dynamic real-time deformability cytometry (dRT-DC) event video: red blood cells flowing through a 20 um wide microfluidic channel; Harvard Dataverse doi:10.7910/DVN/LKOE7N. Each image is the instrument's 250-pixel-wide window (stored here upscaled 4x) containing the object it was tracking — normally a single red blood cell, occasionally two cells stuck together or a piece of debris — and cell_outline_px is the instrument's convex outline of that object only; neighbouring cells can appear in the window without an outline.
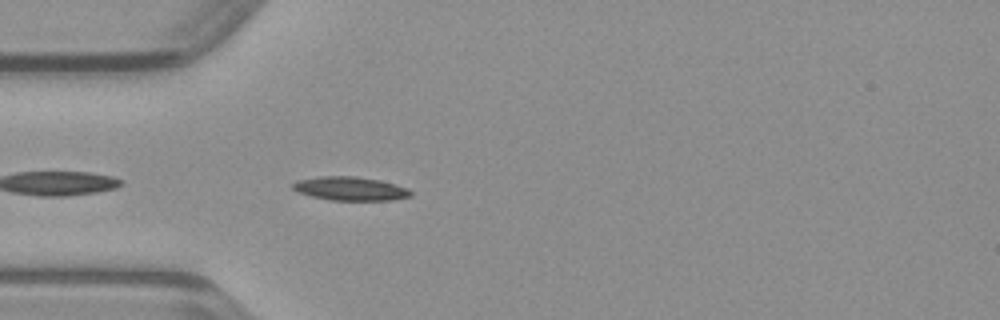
{"species": "common noctule bat (a hibernating species)", "species_latin": "Nyctalus noctula", "temperature_condition": "warm", "stored_images_in_passage": 36, "camera_frame_rate_fps": 3000, "um_per_image_px": 0.085, "animal": {"sex": "male", "body_mass_g": 23.1, "forearm_length_mm": 52.7}, "frame": {"image": 1, "passage_image": 2, "time_ms": 0.333, "image_size_px": [1000, 320], "cell_outline_px": [[412, 196], [392, 200], [332, 200], [312, 196], [300, 192], [292, 188], [292, 184], [296, 180], [320, 176], [356, 176], [380, 180], [396, 184], [408, 188], [412, 192]], "centroid_in_image_um": [29.81, 16.02], "position_along_channel_um": 55.2, "area_um2": 16.3}}
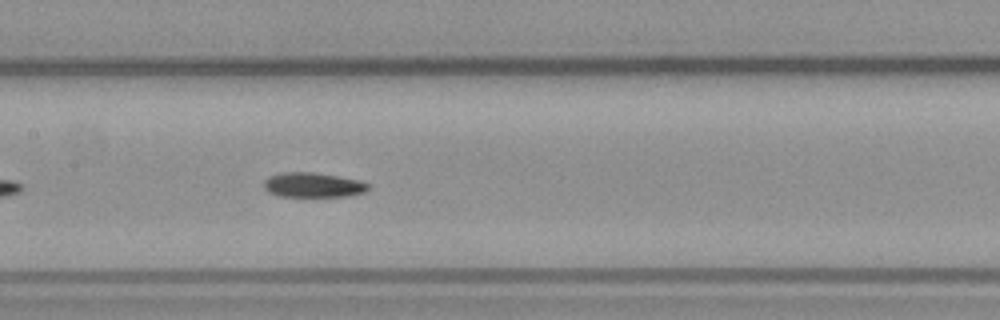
{"frame": {"image": 2, "passage_image": 11, "time_ms": 3.333, "image_size_px": [1000, 320], "cell_outline_px": [[372, 184], [364, 192], [352, 196], [280, 196], [268, 192], [264, 188], [264, 180], [268, 176], [280, 172], [312, 172], [340, 176], [360, 180]], "centroid_in_image_um": [26.63, 15.71], "position_along_channel_um": 180.8, "area_um2": 15.26}}
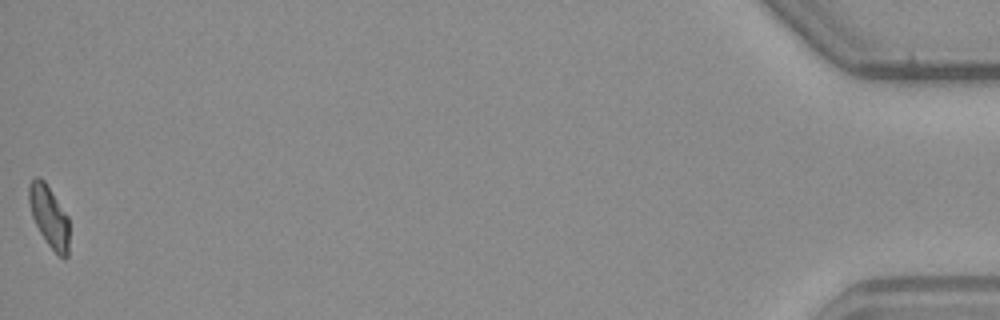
{"frame": {"image": 3, "passage_image": 36, "time_ms": 11.667, "image_size_px": [1000, 320], "cell_outline_px": [[68, 256], [64, 260], [48, 244], [40, 232], [32, 216], [28, 200], [28, 184], [36, 176], [40, 176], [44, 180], [68, 216]], "centroid_in_image_um": [4.16, 18.36], "position_along_channel_um": 431.0, "area_um2": 14.33}}